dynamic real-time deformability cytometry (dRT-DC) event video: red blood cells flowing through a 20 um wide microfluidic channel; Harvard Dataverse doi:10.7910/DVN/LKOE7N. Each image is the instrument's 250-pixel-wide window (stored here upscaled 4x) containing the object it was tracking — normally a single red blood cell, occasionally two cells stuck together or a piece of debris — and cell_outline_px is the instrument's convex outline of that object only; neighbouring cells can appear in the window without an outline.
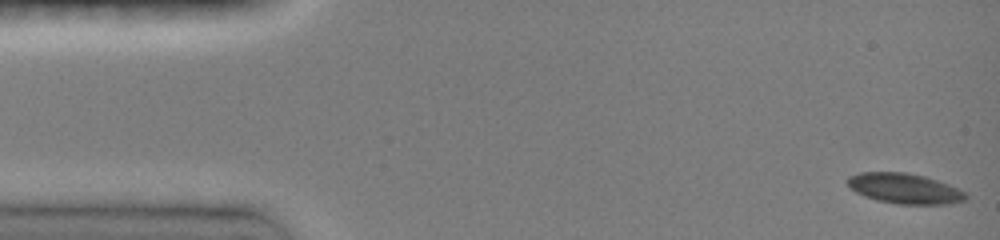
{"species": "common noctule bat (a hibernating species)", "species_latin": "Nyctalus noctula", "temperature_condition": "room temperature", "stored_images_in_passage": 72, "camera_frame_rate_fps": 3000, "um_per_image_px": 0.085, "animal": {"sex": "female", "body_mass_g": 19.0, "forearm_length_mm": 51.5}, "frame": {"image": 1, "passage_image": 1, "time_ms": 0.0, "image_size_px": [1000, 240], "cell_outline_px": [[968, 196], [964, 200], [948, 204], [896, 204], [876, 200], [864, 196], [856, 192], [848, 184], [848, 176], [860, 172], [904, 172], [924, 176], [948, 184], [968, 192]], "centroid_in_image_um": [76.91, 16.02], "position_along_channel_um": 8.1, "area_um2": 20.87}}
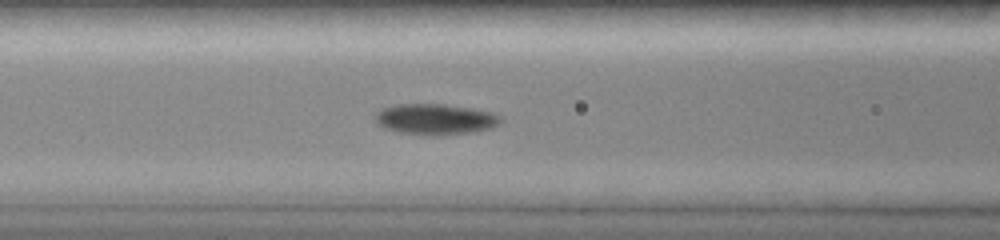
{"frame": {"image": 2, "passage_image": 24, "time_ms": 6.0, "image_size_px": [1000, 240], "cell_outline_px": [[500, 124], [488, 128], [472, 132], [440, 136], [432, 136], [400, 132], [384, 128], [376, 120], [376, 112], [380, 108], [396, 104], [444, 104], [472, 108], [492, 112], [500, 116]], "centroid_in_image_um": [36.99, 10.13], "position_along_channel_um": 129.6, "area_um2": 22.54}}
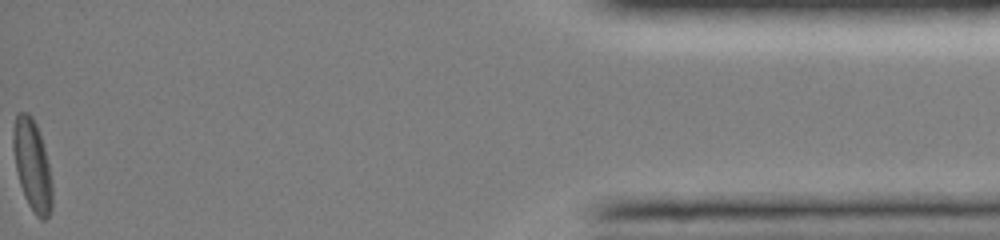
{"frame": {"image": 3, "passage_image": 71, "time_ms": 15.667, "image_size_px": [1000, 240], "cell_outline_px": [[52, 208], [48, 216], [44, 220], [40, 220], [36, 216], [28, 204], [24, 196], [16, 172], [12, 148], [12, 132], [16, 116], [20, 112], [28, 112], [32, 116], [36, 124], [44, 148], [48, 164], [52, 184]], "centroid_in_image_um": [2.72, 14.05], "position_along_channel_um": 432.5, "area_um2": 20.75}, "authors_computed_cell_mechanics": {"area_um2": 20.9236, "velocity_mm_per_s": 3.9779, "shape_relaxation_time_tau1_ms": 3.3311, "shape_relaxation_time_tau2_ms": 3.4157, "deformation_change_tau1": 0.1233, "deformation_change_tau2": 0.0403}}